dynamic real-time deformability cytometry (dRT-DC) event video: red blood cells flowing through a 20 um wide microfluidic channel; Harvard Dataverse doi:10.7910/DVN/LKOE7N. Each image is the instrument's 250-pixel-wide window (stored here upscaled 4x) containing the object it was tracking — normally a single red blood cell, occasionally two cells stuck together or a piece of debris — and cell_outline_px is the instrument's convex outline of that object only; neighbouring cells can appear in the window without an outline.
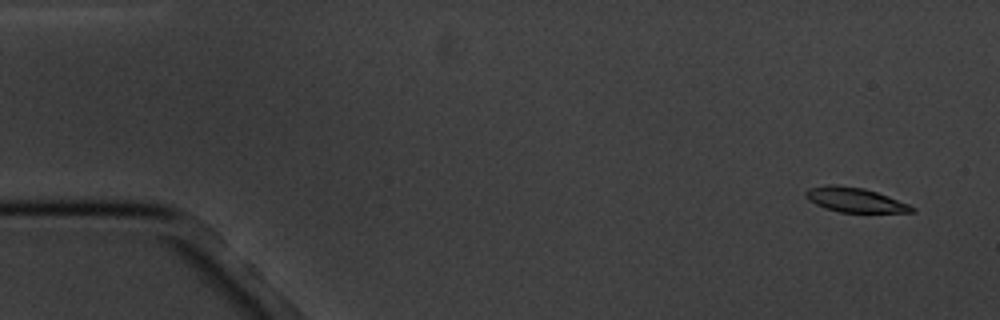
{"species": "common noctule bat (a hibernating species)", "species_latin": "Nyctalus noctula", "temperature_condition": "cold", "stored_images_in_passage": 6, "camera_frame_rate_fps": 3000, "um_per_image_px": 0.085, "animal": {"sex": "male", "body_mass_g": 20.1, "forearm_length_mm": 53.5}, "frame": {"image": 1, "passage_image": 1, "time_ms": 0.0, "image_size_px": [1000, 320], "cell_outline_px": [[916, 212], [840, 212], [824, 208], [816, 204], [804, 196], [804, 192], [808, 188], [828, 184], [832, 184], [864, 188], [888, 196], [908, 204], [916, 208]], "centroid_in_image_um": [72.64, 16.98], "position_along_channel_um": 12.4, "area_um2": 15.14}}
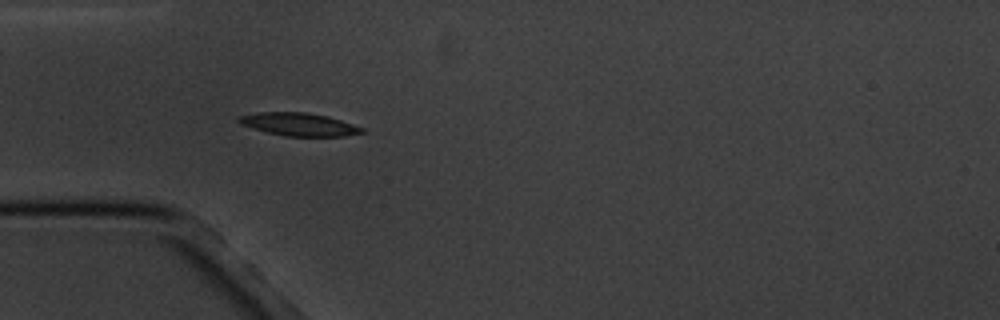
{"frame": {"image": 2, "passage_image": 5, "time_ms": 4.667, "image_size_px": [1000, 320], "cell_outline_px": [[364, 132], [344, 136], [288, 136], [268, 132], [252, 128], [240, 124], [236, 120], [236, 116], [256, 112], [304, 112], [328, 116], [364, 128]], "centroid_in_image_um": [25.36, 10.56], "position_along_channel_um": 59.6, "area_um2": 16.42}}
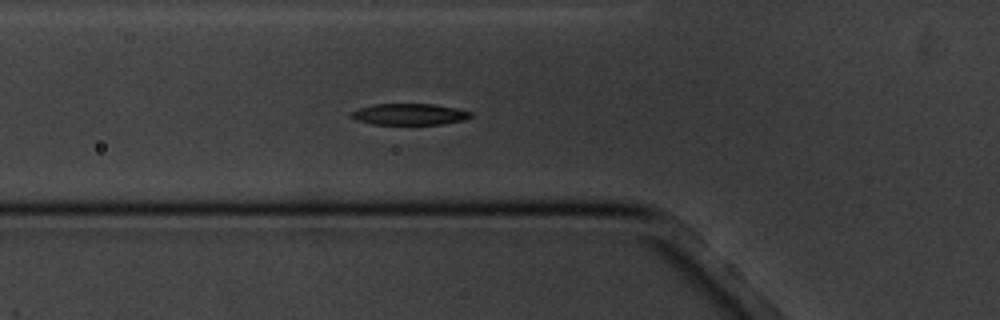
{"frame": {"image": 3, "passage_image": 6, "time_ms": 5.667, "image_size_px": [1000, 320], "cell_outline_px": [[472, 116], [464, 120], [440, 124], [372, 124], [356, 120], [348, 116], [348, 112], [372, 104], [436, 104], [456, 108], [472, 112]], "centroid_in_image_um": [34.76, 9.7], "position_along_channel_um": 91.0, "area_um2": 14.97}}